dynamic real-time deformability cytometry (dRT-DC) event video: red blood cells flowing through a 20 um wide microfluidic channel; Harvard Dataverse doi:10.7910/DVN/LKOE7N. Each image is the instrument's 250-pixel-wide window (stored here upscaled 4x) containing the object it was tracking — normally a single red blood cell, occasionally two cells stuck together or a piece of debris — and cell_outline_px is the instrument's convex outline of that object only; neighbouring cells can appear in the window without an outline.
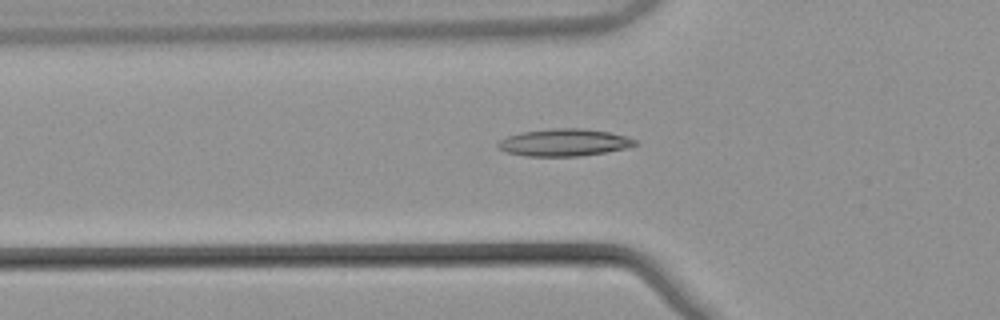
{"species": "common noctule bat (a hibernating species)", "species_latin": "Nyctalus noctula", "temperature_condition": "warm", "stored_images_in_passage": 34, "camera_frame_rate_fps": 3000, "um_per_image_px": 0.085, "animal": {"sex": "male", "body_mass_g": 21.5, "forearm_length_mm": 52.0}, "frame": {"image": 1, "passage_image": 4, "time_ms": 1.0, "image_size_px": [1000, 320], "cell_outline_px": [[640, 144], [628, 148], [580, 156], [528, 156], [504, 152], [496, 144], [500, 140], [508, 136], [524, 132], [552, 128], [580, 128], [608, 132], [628, 136], [636, 140]], "centroid_in_image_um": [47.99, 12.11], "position_along_channel_um": 77.8, "area_um2": 21.73}}
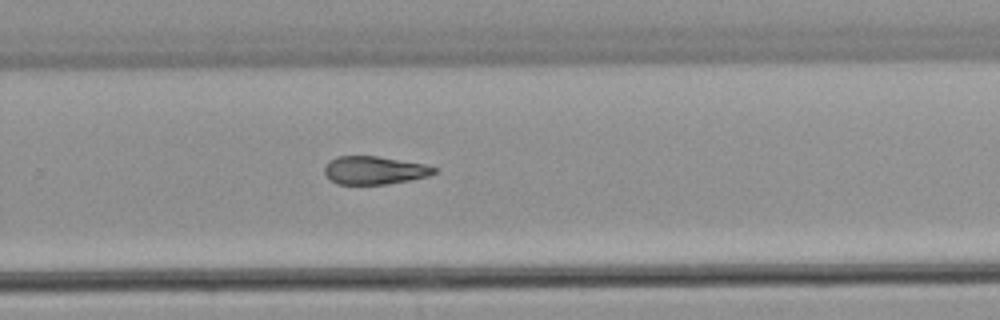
{"frame": {"image": 2, "passage_image": 21, "time_ms": 6.667, "image_size_px": [1000, 320], "cell_outline_px": [[436, 172], [428, 176], [388, 184], [336, 184], [328, 180], [324, 172], [324, 168], [328, 160], [336, 156], [376, 156], [424, 164], [436, 168]], "centroid_in_image_um": [31.75, 14.47], "position_along_channel_um": 298.0, "area_um2": 17.98}}
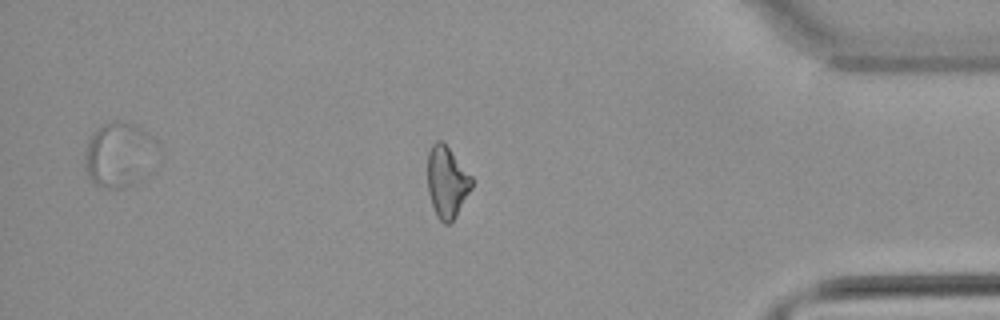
{"frame": {"image": 3, "passage_image": 31, "time_ms": 10.0, "image_size_px": [1000, 320], "cell_outline_px": [[472, 188], [456, 216], [448, 224], [444, 224], [436, 216], [428, 192], [428, 152], [432, 144], [436, 140], [440, 140], [448, 148], [472, 176]], "centroid_in_image_um": [37.98, 15.49], "position_along_channel_um": 397.2, "area_um2": 18.21}}